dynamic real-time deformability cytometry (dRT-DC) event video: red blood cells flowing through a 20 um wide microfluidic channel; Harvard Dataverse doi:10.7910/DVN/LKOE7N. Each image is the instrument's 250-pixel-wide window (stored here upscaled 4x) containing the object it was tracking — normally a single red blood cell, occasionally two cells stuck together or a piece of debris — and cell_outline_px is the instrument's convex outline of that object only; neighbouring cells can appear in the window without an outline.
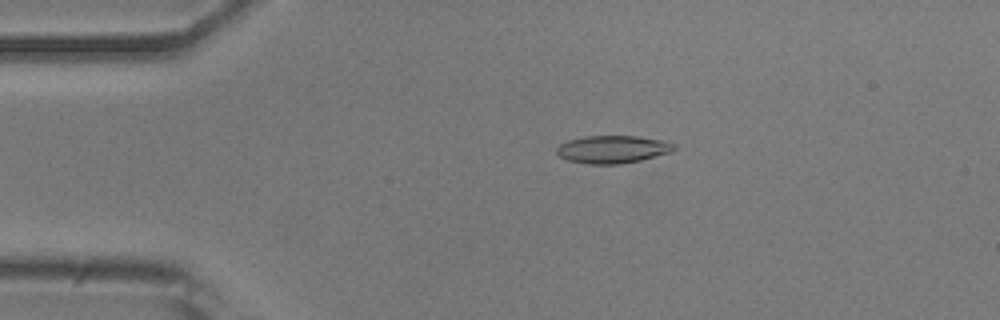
{"species": "common noctule bat (a hibernating species)", "species_latin": "Nyctalus noctula", "temperature_condition": "room temperature", "stored_images_in_passage": 52, "camera_frame_rate_fps": 3000, "um_per_image_px": 0.085, "animal": {"sex": "male", "body_mass_g": 20.5, "forearm_length_mm": 52.5}, "frame": {"image": 1, "passage_image": 10, "time_ms": 3.0, "image_size_px": [1000, 320], "cell_outline_px": [[676, 148], [672, 152], [640, 160], [620, 164], [588, 164], [568, 160], [560, 156], [556, 152], [556, 148], [560, 144], [568, 140], [584, 136], [636, 136], [660, 140], [676, 144]], "centroid_in_image_um": [52.07, 12.69], "position_along_channel_um": 32.9, "area_um2": 18.9}}
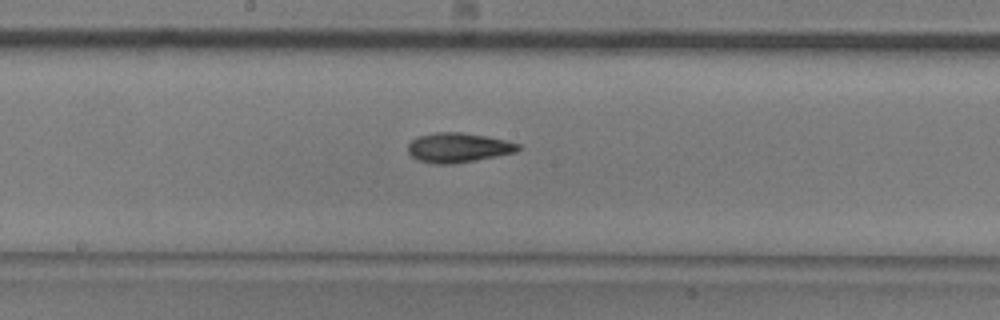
{"frame": {"image": 2, "passage_image": 27, "time_ms": 8.667, "image_size_px": [1000, 320], "cell_outline_px": [[524, 148], [516, 152], [496, 156], [452, 164], [432, 164], [416, 160], [408, 152], [408, 144], [416, 136], [436, 132], [460, 132], [488, 136], [520, 144]], "centroid_in_image_um": [38.94, 12.54], "position_along_channel_um": 209.3, "area_um2": 19.19}}
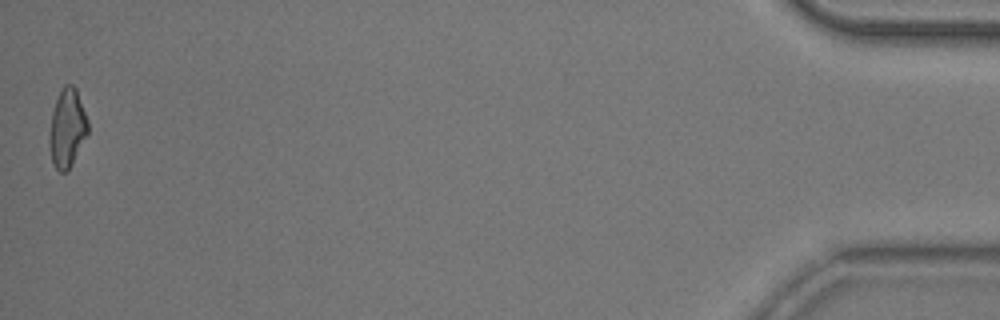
{"frame": {"image": 3, "passage_image": 52, "time_ms": 17.0, "image_size_px": [1000, 320], "cell_outline_px": [[88, 132], [68, 172], [60, 172], [52, 164], [48, 144], [48, 140], [52, 112], [56, 100], [64, 84], [72, 84], [76, 88], [88, 120]], "centroid_in_image_um": [5.69, 10.92], "position_along_channel_um": 429.5, "area_um2": 17.69}, "authors_computed_cell_mechanics": {"area_um2": 18.3804, "velocity_mm_per_s": 3.8051, "shape_relaxation_time_tau1_ms": 11.1224, "shape_relaxation_time_tau2_ms": 2.5897, "deformation_change_tau1": 0.2297, "deformation_change_tau2": 0.1026}}